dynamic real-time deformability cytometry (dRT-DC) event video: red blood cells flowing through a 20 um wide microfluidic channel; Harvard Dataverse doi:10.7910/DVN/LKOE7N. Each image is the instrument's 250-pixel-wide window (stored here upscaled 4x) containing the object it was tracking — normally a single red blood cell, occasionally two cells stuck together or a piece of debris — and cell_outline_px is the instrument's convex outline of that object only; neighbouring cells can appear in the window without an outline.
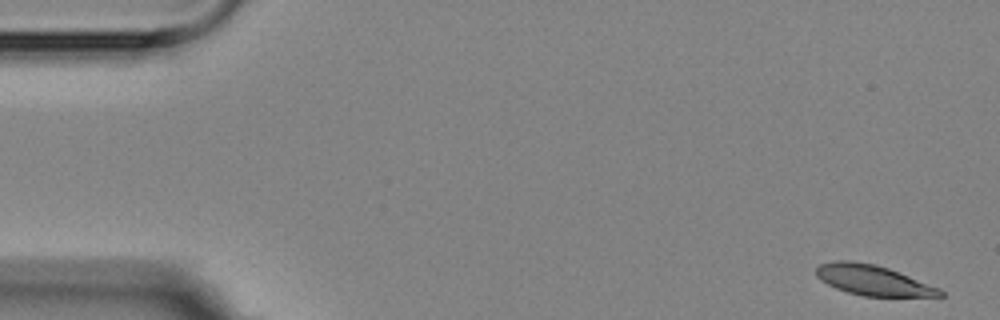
{"species": "Egyptian fruit bat (a non-hibernating species)", "species_latin": "Rousettus aegyptiacus", "temperature_condition": "room temperature", "stored_images_in_passage": 4, "camera_frame_rate_fps": 3000, "um_per_image_px": 0.085, "animal": {"sex": "female"}, "frame": {"image": 1, "passage_image": 1, "time_ms": 0.0, "image_size_px": [1000, 320], "cell_outline_px": [[944, 296], [864, 296], [848, 292], [836, 288], [820, 280], [816, 276], [816, 268], [820, 264], [836, 260], [848, 260], [876, 264], [888, 268], [940, 288], [944, 292]], "centroid_in_image_um": [74.18, 23.81], "position_along_channel_um": 10.8, "area_um2": 21.68}}
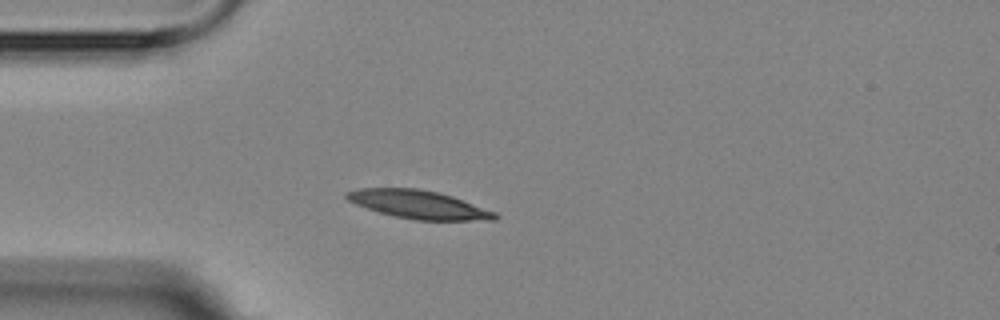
{"frame": {"image": 2, "passage_image": 4, "time_ms": 4.333, "image_size_px": [1000, 320], "cell_outline_px": [[500, 216], [496, 220], [412, 220], [380, 212], [356, 204], [348, 200], [344, 196], [344, 192], [360, 188], [416, 188], [440, 192], [452, 196], [496, 212]], "centroid_in_image_um": [35.6, 17.38], "position_along_channel_um": 49.4, "area_um2": 24.39}}